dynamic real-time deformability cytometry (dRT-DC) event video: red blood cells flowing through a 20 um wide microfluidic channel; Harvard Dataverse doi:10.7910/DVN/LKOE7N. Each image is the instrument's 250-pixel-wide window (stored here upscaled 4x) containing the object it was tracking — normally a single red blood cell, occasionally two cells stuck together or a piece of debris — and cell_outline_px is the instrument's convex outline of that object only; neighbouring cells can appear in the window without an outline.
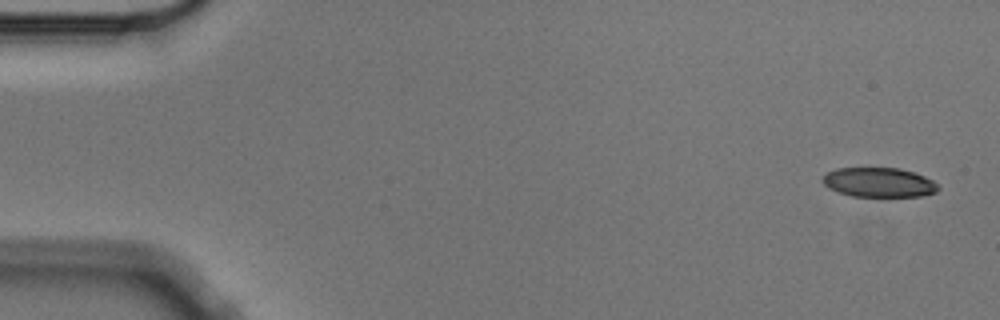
{"species": "Egyptian fruit bat (a non-hibernating species)", "species_latin": "Rousettus aegyptiacus", "temperature_condition": "cold", "stored_images_in_passage": 5, "camera_frame_rate_fps": 3000, "um_per_image_px": 0.085, "animal": {"sex": "male"}, "frame": {"image": 1, "passage_image": 1, "time_ms": 0.0, "image_size_px": [1000, 320], "cell_outline_px": [[940, 188], [936, 192], [920, 196], [852, 196], [828, 188], [820, 180], [828, 172], [836, 168], [900, 168], [924, 176], [932, 180]], "centroid_in_image_um": [74.69, 15.5], "position_along_channel_um": 10.3, "area_um2": 19.71}}
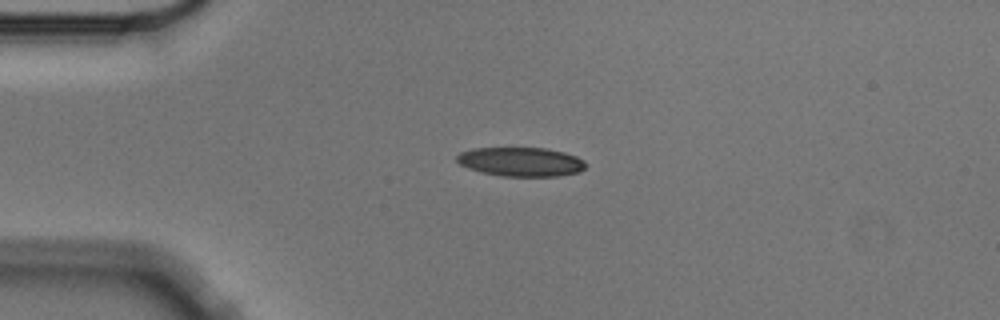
{"frame": {"image": 2, "passage_image": 4, "time_ms": 1.0, "image_size_px": [1000, 320], "cell_outline_px": [[588, 164], [580, 172], [556, 176], [500, 176], [480, 172], [468, 168], [460, 164], [456, 160], [456, 156], [460, 152], [472, 148], [544, 148], [564, 152], [576, 156], [584, 160]], "centroid_in_image_um": [44.27, 13.75], "position_along_channel_um": 40.7, "area_um2": 21.96}}